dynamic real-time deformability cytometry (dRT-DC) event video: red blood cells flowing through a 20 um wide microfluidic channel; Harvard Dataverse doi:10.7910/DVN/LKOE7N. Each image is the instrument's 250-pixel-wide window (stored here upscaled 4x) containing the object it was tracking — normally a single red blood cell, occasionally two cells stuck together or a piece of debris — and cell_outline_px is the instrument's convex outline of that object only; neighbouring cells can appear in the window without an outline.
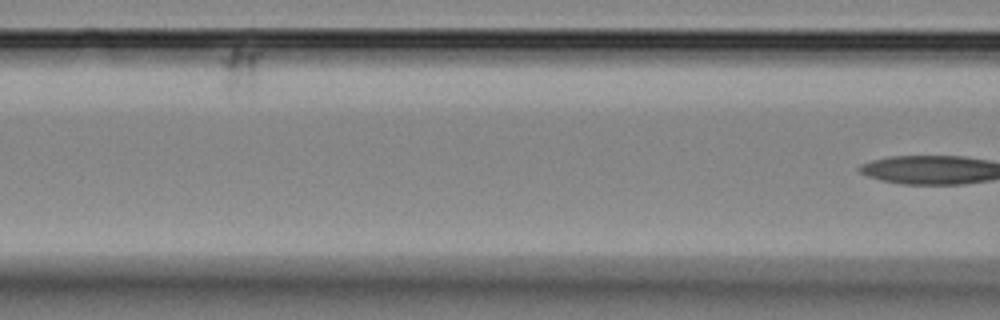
{"species": "Egyptian fruit bat (a non-hibernating species)", "species_latin": "Rousettus aegyptiacus", "temperature_condition": "room temperature", "stored_images_in_passage": 7, "camera_frame_rate_fps": 3000, "um_per_image_px": 0.085, "animal": {"sex": "female"}, "frame": {"image": 1, "passage_image": 5, "time_ms": 4.667, "image_size_px": [1000, 320], "cell_outline_px": [[260, 56], [256, 80], [252, 88], [228, 96], [224, 88], [220, 60], [236, 48], [260, 52]], "centroid_in_image_um": [20.37, 5.98], "position_along_channel_um": 146.2, "area_um2": 10.23}}